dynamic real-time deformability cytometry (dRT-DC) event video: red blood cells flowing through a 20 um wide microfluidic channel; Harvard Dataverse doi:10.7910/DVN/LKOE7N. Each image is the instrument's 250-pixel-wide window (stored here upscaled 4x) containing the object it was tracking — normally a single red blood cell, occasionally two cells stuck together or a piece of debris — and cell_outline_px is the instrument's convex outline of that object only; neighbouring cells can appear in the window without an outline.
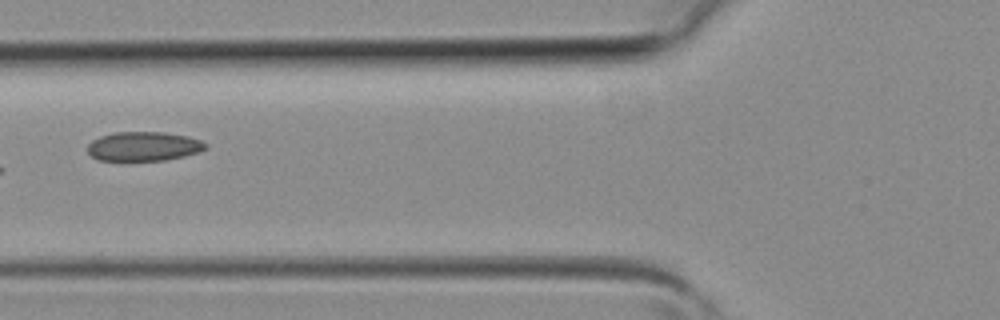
{"species": "common noctule bat (a hibernating species)", "species_latin": "Nyctalus noctula", "temperature_condition": "room temperature", "stored_images_in_passage": 4, "camera_frame_rate_fps": 3000, "um_per_image_px": 0.085, "animal": {"sex": "female", "body_mass_g": 19.3, "forearm_length_mm": 54.1}, "frame": {"image": 1, "passage_image": 4, "time_ms": 1.0, "image_size_px": [1000, 320], "cell_outline_px": [[208, 148], [200, 152], [184, 156], [164, 160], [96, 160], [88, 152], [88, 144], [92, 140], [100, 136], [112, 132], [164, 132], [188, 136], [200, 140], [208, 144]], "centroid_in_image_um": [12.23, 12.43], "position_along_channel_um": 113.6, "area_um2": 20.23}}